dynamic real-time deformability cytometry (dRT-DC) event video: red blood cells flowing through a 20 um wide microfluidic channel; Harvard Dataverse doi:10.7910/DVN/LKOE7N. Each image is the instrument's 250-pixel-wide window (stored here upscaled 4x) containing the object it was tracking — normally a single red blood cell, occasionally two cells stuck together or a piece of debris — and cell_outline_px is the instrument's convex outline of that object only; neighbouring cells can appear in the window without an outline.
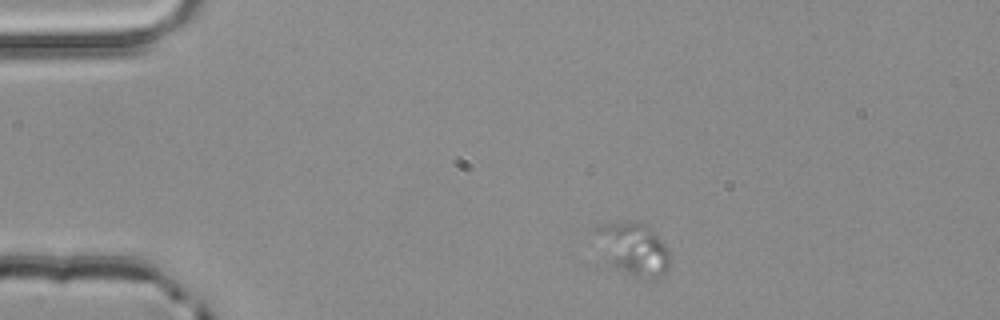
{"species": "common noctule bat (a hibernating species)", "species_latin": "Nyctalus noctula", "temperature_condition": "room temperature", "stored_images_in_passage": 2, "camera_frame_rate_fps": 3000, "um_per_image_px": 0.085, "animal": {"sex": "male", "body_mass_g": 20.4}, "frame": {"image": 1, "passage_image": 1, "time_ms": 0.0, "image_size_px": [1000, 320], "cell_outline_px": [[672, 260], [664, 276], [656, 280], [636, 276], [608, 268], [596, 232], [596, 224], [624, 220], [636, 220], [644, 224], [664, 244]], "centroid_in_image_um": [53.82, 21.18], "position_along_channel_um": 31.2, "area_um2": 23.24}}